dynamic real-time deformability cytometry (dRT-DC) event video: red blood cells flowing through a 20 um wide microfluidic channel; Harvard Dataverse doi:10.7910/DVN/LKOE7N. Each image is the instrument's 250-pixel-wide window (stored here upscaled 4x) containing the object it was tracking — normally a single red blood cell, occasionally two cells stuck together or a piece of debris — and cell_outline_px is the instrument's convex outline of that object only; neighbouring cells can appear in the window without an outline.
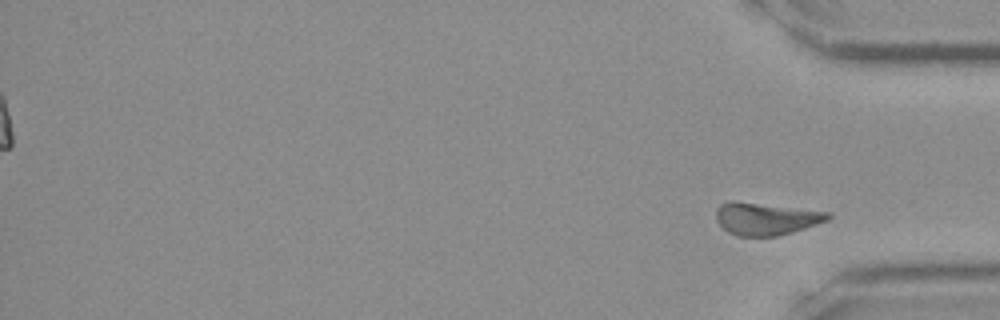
{"species": "Egyptian fruit bat (a non-hibernating species)", "species_latin": "Rousettus aegyptiacus", "temperature_condition": "room temperature", "stored_images_in_passage": 35, "segment_of_instrument_passage": [2, 2], "camera_frame_rate_fps": 3000, "um_per_image_px": 0.085, "frame": {"image": 1, "passage_image": 35, "time_ms": 11.333, "image_size_px": [1000, 320], "cell_outline_px": [[832, 216], [828, 220], [792, 232], [776, 236], [736, 236], [728, 232], [716, 220], [716, 208], [720, 204], [732, 200], [736, 200], [832, 212]], "centroid_in_image_um": [65.1, 18.57], "position_along_channel_um": 370.1, "area_um2": 21.33}}